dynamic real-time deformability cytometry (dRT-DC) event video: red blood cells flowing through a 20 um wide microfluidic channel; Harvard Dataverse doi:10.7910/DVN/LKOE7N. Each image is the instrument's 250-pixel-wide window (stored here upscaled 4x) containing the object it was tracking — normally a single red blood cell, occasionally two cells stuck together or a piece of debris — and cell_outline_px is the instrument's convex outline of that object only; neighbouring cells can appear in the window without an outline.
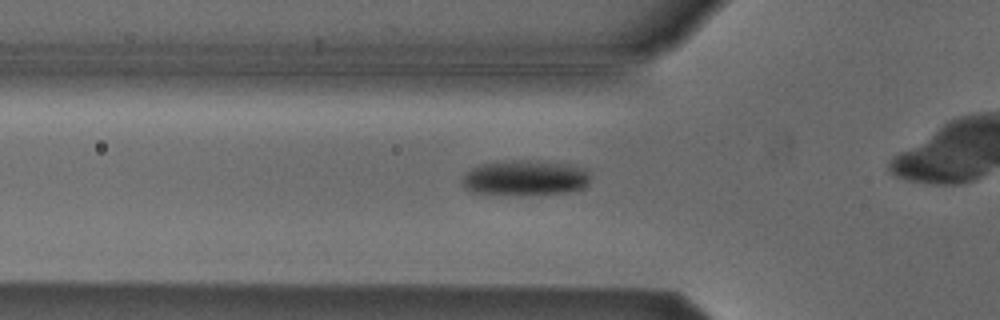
{"species": "Egyptian fruit bat (a non-hibernating species)", "species_latin": "Rousettus aegyptiacus", "temperature_condition": "cold", "stored_images_in_passage": 15, "camera_frame_rate_fps": 3000, "um_per_image_px": 0.085, "animal": {"sex": "male"}, "frame": {"image": 1, "passage_image": 7, "time_ms": 2.0, "image_size_px": [1000, 320], "cell_outline_px": [[588, 184], [584, 188], [568, 192], [472, 192], [464, 188], [460, 180], [472, 168], [484, 164], [512, 160], [528, 160], [568, 164], [588, 168]], "centroid_in_image_um": [44.68, 15.07], "position_along_channel_um": 81.1, "area_um2": 25.26}}
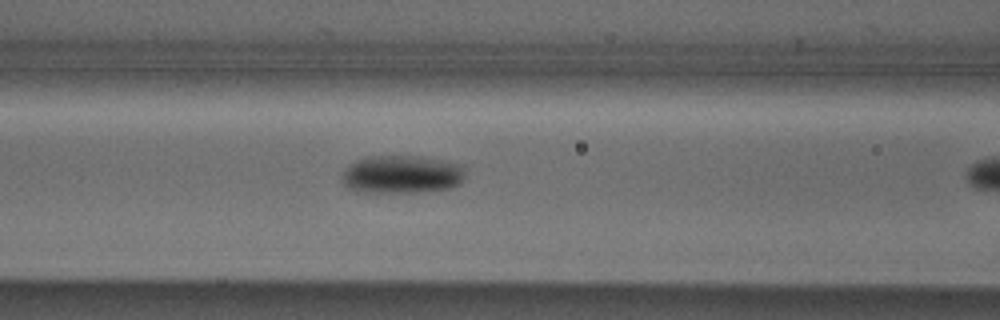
{"frame": {"image": 2, "passage_image": 11, "time_ms": 3.333, "image_size_px": [1000, 320], "cell_outline_px": [[464, 176], [460, 184], [452, 188], [420, 192], [356, 192], [348, 188], [344, 184], [344, 172], [348, 164], [356, 160], [368, 156], [420, 156], [460, 164], [464, 168]], "centroid_in_image_um": [34.16, 14.83], "position_along_channel_um": 132.4, "area_um2": 27.46}}